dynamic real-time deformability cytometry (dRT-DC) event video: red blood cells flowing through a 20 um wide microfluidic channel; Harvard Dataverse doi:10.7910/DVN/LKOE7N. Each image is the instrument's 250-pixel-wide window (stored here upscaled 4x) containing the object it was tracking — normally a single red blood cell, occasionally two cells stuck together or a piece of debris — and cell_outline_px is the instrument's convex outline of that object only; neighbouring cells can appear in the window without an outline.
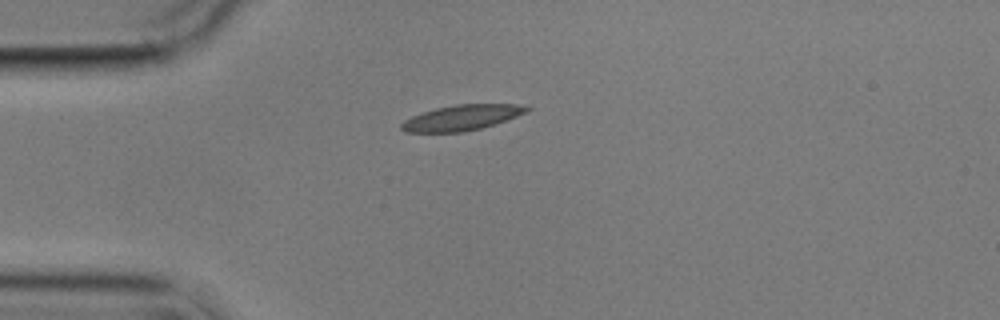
{"species": "common noctule bat (a hibernating species)", "species_latin": "Nyctalus noctula", "temperature_condition": "cold", "stored_images_in_passage": 12, "camera_frame_rate_fps": 3000, "um_per_image_px": 0.085, "animal": {"sex": "male", "body_mass_g": 17.9}, "frame": {"image": 1, "passage_image": 1, "time_ms": 0.0, "image_size_px": [1000, 320], "cell_outline_px": [[532, 108], [528, 112], [480, 128], [464, 132], [404, 132], [400, 128], [400, 124], [404, 120], [412, 116], [436, 108], [456, 104], [516, 104]], "centroid_in_image_um": [39.22, 10.0], "position_along_channel_um": 45.8, "area_um2": 18.38}}
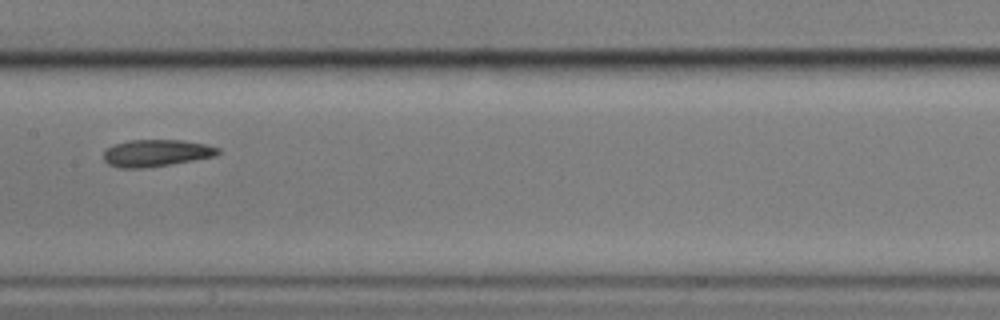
{"frame": {"image": 2, "passage_image": 5, "time_ms": 4.667, "image_size_px": [1000, 320], "cell_outline_px": [[220, 152], [216, 156], [144, 168], [120, 168], [108, 164], [104, 160], [104, 152], [112, 144], [128, 140], [184, 140], [204, 144], [220, 148]], "centroid_in_image_um": [13.26, 13.0], "position_along_channel_um": 194.1, "area_um2": 17.92}}
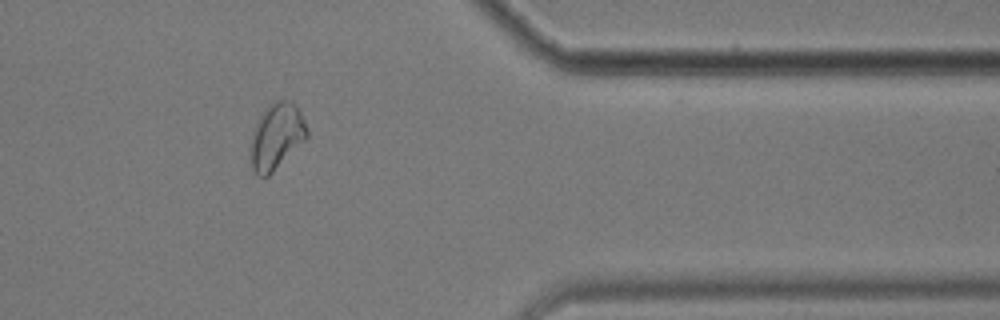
{"frame": {"image": 3, "passage_image": 10, "time_ms": 10.667, "image_size_px": [1000, 320], "cell_outline_px": [[308, 136], [268, 176], [260, 176], [252, 168], [248, 148], [252, 132], [260, 116], [272, 100], [284, 100], [292, 104], [300, 112], [304, 120], [308, 132]], "centroid_in_image_um": [23.45, 11.59], "position_along_channel_um": 387.9, "area_um2": 21.39}, "authors_computed_cell_mechanics": {"area_um2": 18.3226, "velocity_mm_per_s": 3.5318, "shape_relaxation_time_tau1_ms": 3.477, "shape_relaxation_time_tau2_ms": 3.1193, "deformation_change_tau1": 0.0917, "deformation_change_tau2": 0.0727}}